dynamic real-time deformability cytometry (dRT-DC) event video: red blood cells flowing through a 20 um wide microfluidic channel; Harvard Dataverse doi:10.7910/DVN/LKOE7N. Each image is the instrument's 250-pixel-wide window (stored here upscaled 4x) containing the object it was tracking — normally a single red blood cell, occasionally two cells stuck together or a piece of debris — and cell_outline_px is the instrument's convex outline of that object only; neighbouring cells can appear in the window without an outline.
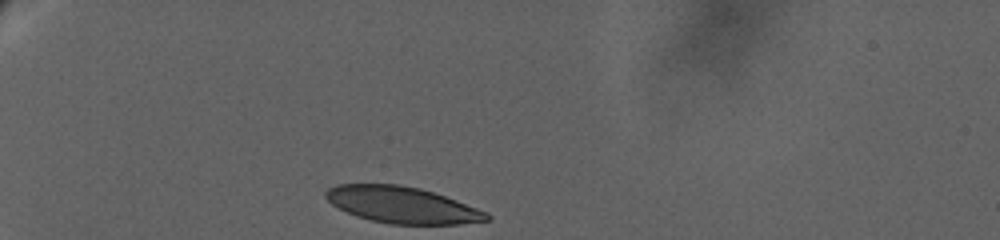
{"species": "human", "species_latin": "Homo sapiens", "temperature_condition": "warm", "stored_images_in_passage": 6, "camera_frame_rate_fps": 3000, "um_per_image_px": 0.085, "donor": {"sex": "female"}, "frame": {"image": 1, "passage_image": 1, "time_ms": 0.0, "image_size_px": [1000, 240], "cell_outline_px": [[492, 220], [460, 224], [388, 224], [356, 216], [332, 204], [324, 196], [324, 192], [328, 188], [336, 184], [400, 184], [420, 188], [456, 200], [488, 212], [492, 216]], "centroid_in_image_um": [34.2, 17.42], "position_along_channel_um": 50.8, "area_um2": 34.22}}